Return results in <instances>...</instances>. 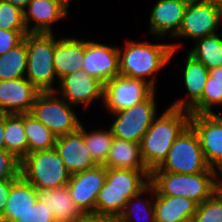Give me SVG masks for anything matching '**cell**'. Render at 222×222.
Masks as SVG:
<instances>
[{
    "mask_svg": "<svg viewBox=\"0 0 222 222\" xmlns=\"http://www.w3.org/2000/svg\"><path fill=\"white\" fill-rule=\"evenodd\" d=\"M20 175L36 190L63 187L71 177L62 156L54 148L28 153L21 161Z\"/></svg>",
    "mask_w": 222,
    "mask_h": 222,
    "instance_id": "obj_5",
    "label": "cell"
},
{
    "mask_svg": "<svg viewBox=\"0 0 222 222\" xmlns=\"http://www.w3.org/2000/svg\"><path fill=\"white\" fill-rule=\"evenodd\" d=\"M53 2H56L58 5H60L67 13H69V7L70 2L73 0H52Z\"/></svg>",
    "mask_w": 222,
    "mask_h": 222,
    "instance_id": "obj_44",
    "label": "cell"
},
{
    "mask_svg": "<svg viewBox=\"0 0 222 222\" xmlns=\"http://www.w3.org/2000/svg\"><path fill=\"white\" fill-rule=\"evenodd\" d=\"M21 161L6 150H0V180L17 179Z\"/></svg>",
    "mask_w": 222,
    "mask_h": 222,
    "instance_id": "obj_36",
    "label": "cell"
},
{
    "mask_svg": "<svg viewBox=\"0 0 222 222\" xmlns=\"http://www.w3.org/2000/svg\"><path fill=\"white\" fill-rule=\"evenodd\" d=\"M190 116L188 110L169 106L154 117L140 142L141 157L150 172L167 158L172 144L189 125Z\"/></svg>",
    "mask_w": 222,
    "mask_h": 222,
    "instance_id": "obj_2",
    "label": "cell"
},
{
    "mask_svg": "<svg viewBox=\"0 0 222 222\" xmlns=\"http://www.w3.org/2000/svg\"><path fill=\"white\" fill-rule=\"evenodd\" d=\"M39 93L25 77L0 80V113H30Z\"/></svg>",
    "mask_w": 222,
    "mask_h": 222,
    "instance_id": "obj_16",
    "label": "cell"
},
{
    "mask_svg": "<svg viewBox=\"0 0 222 222\" xmlns=\"http://www.w3.org/2000/svg\"><path fill=\"white\" fill-rule=\"evenodd\" d=\"M5 150L22 161L28 155V141L24 129V114H5Z\"/></svg>",
    "mask_w": 222,
    "mask_h": 222,
    "instance_id": "obj_25",
    "label": "cell"
},
{
    "mask_svg": "<svg viewBox=\"0 0 222 222\" xmlns=\"http://www.w3.org/2000/svg\"><path fill=\"white\" fill-rule=\"evenodd\" d=\"M77 222H121V220L119 215L90 212L83 213Z\"/></svg>",
    "mask_w": 222,
    "mask_h": 222,
    "instance_id": "obj_39",
    "label": "cell"
},
{
    "mask_svg": "<svg viewBox=\"0 0 222 222\" xmlns=\"http://www.w3.org/2000/svg\"><path fill=\"white\" fill-rule=\"evenodd\" d=\"M55 37V52L53 63L55 74L59 82L67 74L82 70L85 53V39L62 36Z\"/></svg>",
    "mask_w": 222,
    "mask_h": 222,
    "instance_id": "obj_20",
    "label": "cell"
},
{
    "mask_svg": "<svg viewBox=\"0 0 222 222\" xmlns=\"http://www.w3.org/2000/svg\"><path fill=\"white\" fill-rule=\"evenodd\" d=\"M26 34H28L27 30H3L0 28V55L19 44Z\"/></svg>",
    "mask_w": 222,
    "mask_h": 222,
    "instance_id": "obj_38",
    "label": "cell"
},
{
    "mask_svg": "<svg viewBox=\"0 0 222 222\" xmlns=\"http://www.w3.org/2000/svg\"><path fill=\"white\" fill-rule=\"evenodd\" d=\"M16 222H56L53 211L37 200L36 204Z\"/></svg>",
    "mask_w": 222,
    "mask_h": 222,
    "instance_id": "obj_37",
    "label": "cell"
},
{
    "mask_svg": "<svg viewBox=\"0 0 222 222\" xmlns=\"http://www.w3.org/2000/svg\"><path fill=\"white\" fill-rule=\"evenodd\" d=\"M4 131H5V114L0 113V150H5Z\"/></svg>",
    "mask_w": 222,
    "mask_h": 222,
    "instance_id": "obj_42",
    "label": "cell"
},
{
    "mask_svg": "<svg viewBox=\"0 0 222 222\" xmlns=\"http://www.w3.org/2000/svg\"><path fill=\"white\" fill-rule=\"evenodd\" d=\"M54 149L62 156L71 175L95 167L84 140V125L81 122L77 131L56 137Z\"/></svg>",
    "mask_w": 222,
    "mask_h": 222,
    "instance_id": "obj_17",
    "label": "cell"
},
{
    "mask_svg": "<svg viewBox=\"0 0 222 222\" xmlns=\"http://www.w3.org/2000/svg\"><path fill=\"white\" fill-rule=\"evenodd\" d=\"M124 47L118 46L120 76L144 80L155 90L157 74L171 63L178 49H182L181 42L155 44L130 39L125 41Z\"/></svg>",
    "mask_w": 222,
    "mask_h": 222,
    "instance_id": "obj_1",
    "label": "cell"
},
{
    "mask_svg": "<svg viewBox=\"0 0 222 222\" xmlns=\"http://www.w3.org/2000/svg\"><path fill=\"white\" fill-rule=\"evenodd\" d=\"M27 67V46L23 39L14 48L0 55V80L25 77Z\"/></svg>",
    "mask_w": 222,
    "mask_h": 222,
    "instance_id": "obj_30",
    "label": "cell"
},
{
    "mask_svg": "<svg viewBox=\"0 0 222 222\" xmlns=\"http://www.w3.org/2000/svg\"><path fill=\"white\" fill-rule=\"evenodd\" d=\"M188 52L209 70L222 66V37L218 34L205 36L194 41Z\"/></svg>",
    "mask_w": 222,
    "mask_h": 222,
    "instance_id": "obj_28",
    "label": "cell"
},
{
    "mask_svg": "<svg viewBox=\"0 0 222 222\" xmlns=\"http://www.w3.org/2000/svg\"><path fill=\"white\" fill-rule=\"evenodd\" d=\"M189 125L196 132L204 157L209 166L222 169V116L221 114H191Z\"/></svg>",
    "mask_w": 222,
    "mask_h": 222,
    "instance_id": "obj_12",
    "label": "cell"
},
{
    "mask_svg": "<svg viewBox=\"0 0 222 222\" xmlns=\"http://www.w3.org/2000/svg\"><path fill=\"white\" fill-rule=\"evenodd\" d=\"M193 222H222V192L219 189L197 205Z\"/></svg>",
    "mask_w": 222,
    "mask_h": 222,
    "instance_id": "obj_34",
    "label": "cell"
},
{
    "mask_svg": "<svg viewBox=\"0 0 222 222\" xmlns=\"http://www.w3.org/2000/svg\"><path fill=\"white\" fill-rule=\"evenodd\" d=\"M53 33H28L24 36L27 46L25 78L40 92H55L58 84L53 56L55 52Z\"/></svg>",
    "mask_w": 222,
    "mask_h": 222,
    "instance_id": "obj_4",
    "label": "cell"
},
{
    "mask_svg": "<svg viewBox=\"0 0 222 222\" xmlns=\"http://www.w3.org/2000/svg\"><path fill=\"white\" fill-rule=\"evenodd\" d=\"M82 69L103 84L120 75L118 46L85 39Z\"/></svg>",
    "mask_w": 222,
    "mask_h": 222,
    "instance_id": "obj_14",
    "label": "cell"
},
{
    "mask_svg": "<svg viewBox=\"0 0 222 222\" xmlns=\"http://www.w3.org/2000/svg\"><path fill=\"white\" fill-rule=\"evenodd\" d=\"M37 198L53 211L56 222H77L83 215L71 198L67 185L37 190Z\"/></svg>",
    "mask_w": 222,
    "mask_h": 222,
    "instance_id": "obj_23",
    "label": "cell"
},
{
    "mask_svg": "<svg viewBox=\"0 0 222 222\" xmlns=\"http://www.w3.org/2000/svg\"><path fill=\"white\" fill-rule=\"evenodd\" d=\"M37 190L21 175L12 183L0 222H16L37 202Z\"/></svg>",
    "mask_w": 222,
    "mask_h": 222,
    "instance_id": "obj_21",
    "label": "cell"
},
{
    "mask_svg": "<svg viewBox=\"0 0 222 222\" xmlns=\"http://www.w3.org/2000/svg\"><path fill=\"white\" fill-rule=\"evenodd\" d=\"M222 106V84L210 82V76L204 86L202 98L189 110L191 114H213L214 106Z\"/></svg>",
    "mask_w": 222,
    "mask_h": 222,
    "instance_id": "obj_33",
    "label": "cell"
},
{
    "mask_svg": "<svg viewBox=\"0 0 222 222\" xmlns=\"http://www.w3.org/2000/svg\"><path fill=\"white\" fill-rule=\"evenodd\" d=\"M0 28L3 30H27L23 10L10 2L0 0Z\"/></svg>",
    "mask_w": 222,
    "mask_h": 222,
    "instance_id": "obj_35",
    "label": "cell"
},
{
    "mask_svg": "<svg viewBox=\"0 0 222 222\" xmlns=\"http://www.w3.org/2000/svg\"><path fill=\"white\" fill-rule=\"evenodd\" d=\"M85 145L90 156L97 165H103L108 157L114 136L109 126L108 129H93L86 131L84 127Z\"/></svg>",
    "mask_w": 222,
    "mask_h": 222,
    "instance_id": "obj_32",
    "label": "cell"
},
{
    "mask_svg": "<svg viewBox=\"0 0 222 222\" xmlns=\"http://www.w3.org/2000/svg\"><path fill=\"white\" fill-rule=\"evenodd\" d=\"M151 172L196 174L218 171L207 163L198 136L194 129L188 125L172 144L167 158Z\"/></svg>",
    "mask_w": 222,
    "mask_h": 222,
    "instance_id": "obj_6",
    "label": "cell"
},
{
    "mask_svg": "<svg viewBox=\"0 0 222 222\" xmlns=\"http://www.w3.org/2000/svg\"><path fill=\"white\" fill-rule=\"evenodd\" d=\"M58 84L55 92L77 108H88L94 102H104V84L83 69L67 74Z\"/></svg>",
    "mask_w": 222,
    "mask_h": 222,
    "instance_id": "obj_11",
    "label": "cell"
},
{
    "mask_svg": "<svg viewBox=\"0 0 222 222\" xmlns=\"http://www.w3.org/2000/svg\"><path fill=\"white\" fill-rule=\"evenodd\" d=\"M103 165L107 168L148 170L141 157L140 143L115 137Z\"/></svg>",
    "mask_w": 222,
    "mask_h": 222,
    "instance_id": "obj_24",
    "label": "cell"
},
{
    "mask_svg": "<svg viewBox=\"0 0 222 222\" xmlns=\"http://www.w3.org/2000/svg\"><path fill=\"white\" fill-rule=\"evenodd\" d=\"M23 12L28 33H53L54 23L69 17V14L52 0H30ZM31 22L33 24L30 27Z\"/></svg>",
    "mask_w": 222,
    "mask_h": 222,
    "instance_id": "obj_18",
    "label": "cell"
},
{
    "mask_svg": "<svg viewBox=\"0 0 222 222\" xmlns=\"http://www.w3.org/2000/svg\"><path fill=\"white\" fill-rule=\"evenodd\" d=\"M15 180L16 179L0 180V217L4 213L11 185Z\"/></svg>",
    "mask_w": 222,
    "mask_h": 222,
    "instance_id": "obj_40",
    "label": "cell"
},
{
    "mask_svg": "<svg viewBox=\"0 0 222 222\" xmlns=\"http://www.w3.org/2000/svg\"><path fill=\"white\" fill-rule=\"evenodd\" d=\"M107 167H95L71 175L67 183L70 196L82 213L95 212L100 189L105 184Z\"/></svg>",
    "mask_w": 222,
    "mask_h": 222,
    "instance_id": "obj_13",
    "label": "cell"
},
{
    "mask_svg": "<svg viewBox=\"0 0 222 222\" xmlns=\"http://www.w3.org/2000/svg\"><path fill=\"white\" fill-rule=\"evenodd\" d=\"M106 181L117 191H143L150 184V171L107 168Z\"/></svg>",
    "mask_w": 222,
    "mask_h": 222,
    "instance_id": "obj_27",
    "label": "cell"
},
{
    "mask_svg": "<svg viewBox=\"0 0 222 222\" xmlns=\"http://www.w3.org/2000/svg\"><path fill=\"white\" fill-rule=\"evenodd\" d=\"M219 190L222 192V169L218 171Z\"/></svg>",
    "mask_w": 222,
    "mask_h": 222,
    "instance_id": "obj_46",
    "label": "cell"
},
{
    "mask_svg": "<svg viewBox=\"0 0 222 222\" xmlns=\"http://www.w3.org/2000/svg\"><path fill=\"white\" fill-rule=\"evenodd\" d=\"M186 55L182 78L187 93L185 97L175 99L170 106L189 111L202 98L209 69L189 53Z\"/></svg>",
    "mask_w": 222,
    "mask_h": 222,
    "instance_id": "obj_19",
    "label": "cell"
},
{
    "mask_svg": "<svg viewBox=\"0 0 222 222\" xmlns=\"http://www.w3.org/2000/svg\"><path fill=\"white\" fill-rule=\"evenodd\" d=\"M10 2L11 4L15 5L16 7L20 8L21 10H25L30 0H4Z\"/></svg>",
    "mask_w": 222,
    "mask_h": 222,
    "instance_id": "obj_43",
    "label": "cell"
},
{
    "mask_svg": "<svg viewBox=\"0 0 222 222\" xmlns=\"http://www.w3.org/2000/svg\"><path fill=\"white\" fill-rule=\"evenodd\" d=\"M155 90L147 99L130 108L112 112L110 128L115 138L140 143L158 114Z\"/></svg>",
    "mask_w": 222,
    "mask_h": 222,
    "instance_id": "obj_8",
    "label": "cell"
},
{
    "mask_svg": "<svg viewBox=\"0 0 222 222\" xmlns=\"http://www.w3.org/2000/svg\"><path fill=\"white\" fill-rule=\"evenodd\" d=\"M188 1L157 0L151 8L149 33L159 40L167 36L174 38L181 28Z\"/></svg>",
    "mask_w": 222,
    "mask_h": 222,
    "instance_id": "obj_15",
    "label": "cell"
},
{
    "mask_svg": "<svg viewBox=\"0 0 222 222\" xmlns=\"http://www.w3.org/2000/svg\"><path fill=\"white\" fill-rule=\"evenodd\" d=\"M151 193V194H149ZM150 196H149V195ZM144 195L149 196L147 200ZM155 188L149 184L143 191L132 196L127 202L125 209L119 215L121 222H156L154 210ZM142 214V215H141ZM137 215L140 216L137 219ZM142 221H141V220Z\"/></svg>",
    "mask_w": 222,
    "mask_h": 222,
    "instance_id": "obj_26",
    "label": "cell"
},
{
    "mask_svg": "<svg viewBox=\"0 0 222 222\" xmlns=\"http://www.w3.org/2000/svg\"><path fill=\"white\" fill-rule=\"evenodd\" d=\"M70 105L56 92H40L31 109V114L45 125L56 137L73 133L81 121Z\"/></svg>",
    "mask_w": 222,
    "mask_h": 222,
    "instance_id": "obj_7",
    "label": "cell"
},
{
    "mask_svg": "<svg viewBox=\"0 0 222 222\" xmlns=\"http://www.w3.org/2000/svg\"><path fill=\"white\" fill-rule=\"evenodd\" d=\"M197 203L190 198L157 195L154 197L156 222H189L197 209Z\"/></svg>",
    "mask_w": 222,
    "mask_h": 222,
    "instance_id": "obj_22",
    "label": "cell"
},
{
    "mask_svg": "<svg viewBox=\"0 0 222 222\" xmlns=\"http://www.w3.org/2000/svg\"><path fill=\"white\" fill-rule=\"evenodd\" d=\"M150 184L157 195L186 197L197 204L209 199L219 189L218 172H150Z\"/></svg>",
    "mask_w": 222,
    "mask_h": 222,
    "instance_id": "obj_3",
    "label": "cell"
},
{
    "mask_svg": "<svg viewBox=\"0 0 222 222\" xmlns=\"http://www.w3.org/2000/svg\"><path fill=\"white\" fill-rule=\"evenodd\" d=\"M210 82L222 84V66L209 70Z\"/></svg>",
    "mask_w": 222,
    "mask_h": 222,
    "instance_id": "obj_41",
    "label": "cell"
},
{
    "mask_svg": "<svg viewBox=\"0 0 222 222\" xmlns=\"http://www.w3.org/2000/svg\"><path fill=\"white\" fill-rule=\"evenodd\" d=\"M197 2H207L222 9V0H193Z\"/></svg>",
    "mask_w": 222,
    "mask_h": 222,
    "instance_id": "obj_45",
    "label": "cell"
},
{
    "mask_svg": "<svg viewBox=\"0 0 222 222\" xmlns=\"http://www.w3.org/2000/svg\"><path fill=\"white\" fill-rule=\"evenodd\" d=\"M222 9L207 2L188 1L181 28L174 38L197 40L218 34Z\"/></svg>",
    "mask_w": 222,
    "mask_h": 222,
    "instance_id": "obj_10",
    "label": "cell"
},
{
    "mask_svg": "<svg viewBox=\"0 0 222 222\" xmlns=\"http://www.w3.org/2000/svg\"><path fill=\"white\" fill-rule=\"evenodd\" d=\"M154 91L144 80L119 75L104 84V109L112 113L130 108L147 99Z\"/></svg>",
    "mask_w": 222,
    "mask_h": 222,
    "instance_id": "obj_9",
    "label": "cell"
},
{
    "mask_svg": "<svg viewBox=\"0 0 222 222\" xmlns=\"http://www.w3.org/2000/svg\"><path fill=\"white\" fill-rule=\"evenodd\" d=\"M140 192L141 191H117L112 189L110 183L105 181V184L99 191L95 212L120 215L125 209L126 202Z\"/></svg>",
    "mask_w": 222,
    "mask_h": 222,
    "instance_id": "obj_31",
    "label": "cell"
},
{
    "mask_svg": "<svg viewBox=\"0 0 222 222\" xmlns=\"http://www.w3.org/2000/svg\"><path fill=\"white\" fill-rule=\"evenodd\" d=\"M24 129L28 141V153L54 148L56 136L31 113L24 114Z\"/></svg>",
    "mask_w": 222,
    "mask_h": 222,
    "instance_id": "obj_29",
    "label": "cell"
}]
</instances>
